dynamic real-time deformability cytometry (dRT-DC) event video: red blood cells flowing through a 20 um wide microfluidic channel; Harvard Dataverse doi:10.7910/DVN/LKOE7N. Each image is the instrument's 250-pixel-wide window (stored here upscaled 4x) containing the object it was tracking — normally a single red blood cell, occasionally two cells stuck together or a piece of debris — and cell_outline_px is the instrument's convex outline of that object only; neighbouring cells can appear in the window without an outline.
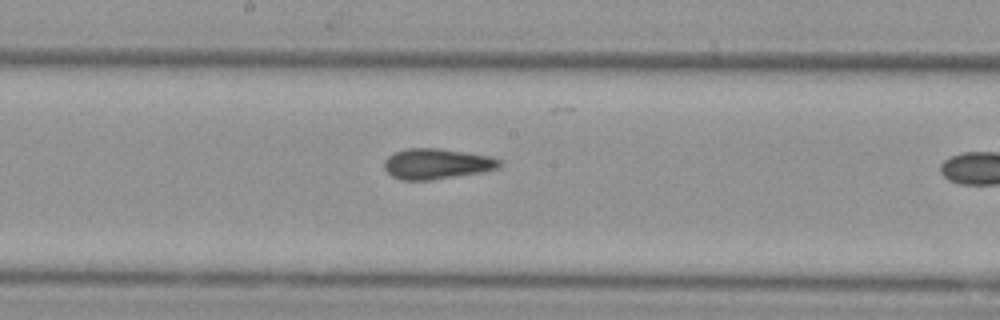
{"species": "Egyptian fruit bat (a non-hibernating species)", "species_latin": "Rousettus aegyptiacus", "temperature_condition": "cold", "stored_images_in_passage": 10, "camera_frame_rate_fps": 3000, "um_per_image_px": 0.085, "animal": {"sex": "female"}, "frame": {"image": 1, "passage_image": 10, "time_ms": 3.0, "image_size_px": [1000, 320], "cell_outline_px": [[504, 160], [496, 168], [480, 172], [428, 180], [400, 180], [392, 176], [384, 168], [384, 160], [388, 156], [396, 152], [408, 148], [440, 148], [492, 156]], "centroid_in_image_um": [37.11, 13.91], "position_along_channel_um": 211.1, "area_um2": 20.4}}